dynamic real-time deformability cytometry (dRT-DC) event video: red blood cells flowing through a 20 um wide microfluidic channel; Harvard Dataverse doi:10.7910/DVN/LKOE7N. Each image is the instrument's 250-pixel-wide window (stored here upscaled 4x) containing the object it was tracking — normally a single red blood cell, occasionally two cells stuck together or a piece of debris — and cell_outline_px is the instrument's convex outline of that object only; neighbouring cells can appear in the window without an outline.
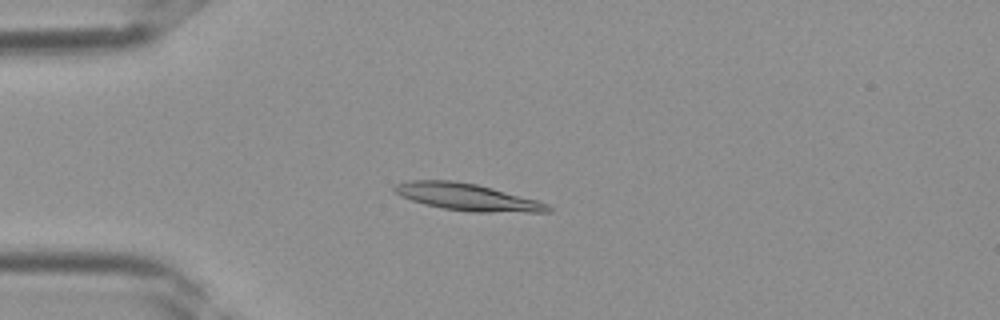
{"species": "Egyptian fruit bat (a non-hibernating species)", "species_latin": "Rousettus aegyptiacus", "temperature_condition": "room temperature", "stored_images_in_passage": 30, "camera_frame_rate_fps": 3000, "um_per_image_px": 0.085, "frame": {"image": 1, "passage_image": 2, "time_ms": 0.333, "image_size_px": [1000, 320], "cell_outline_px": [[552, 212], [468, 212], [444, 208], [424, 204], [400, 196], [392, 188], [396, 184], [408, 180], [452, 180], [476, 184], [492, 188], [536, 200], [548, 204], [552, 208]], "centroid_in_image_um": [39.7, 16.75], "position_along_channel_um": 45.3, "area_um2": 24.04}}
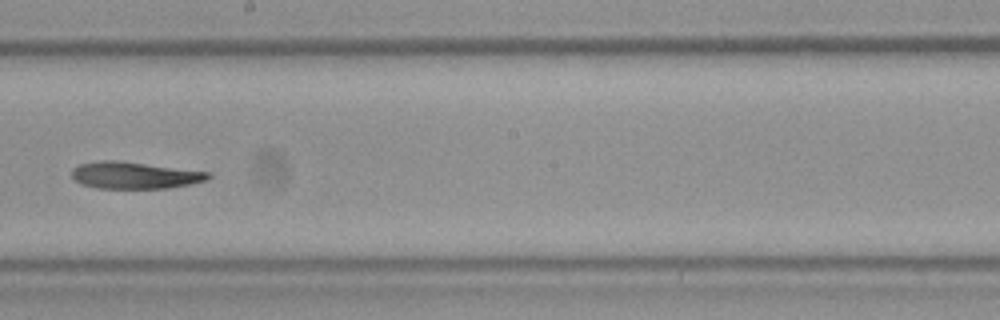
{"frame": {"image": 2, "passage_image": 14, "time_ms": 4.333, "image_size_px": [1000, 320], "cell_outline_px": [[212, 176], [208, 180], [168, 188], [96, 188], [80, 184], [72, 176], [72, 168], [80, 164], [100, 160], [116, 160], [212, 172]], "centroid_in_image_um": [11.45, 14.89], "position_along_channel_um": 236.7, "area_um2": 21.39}}
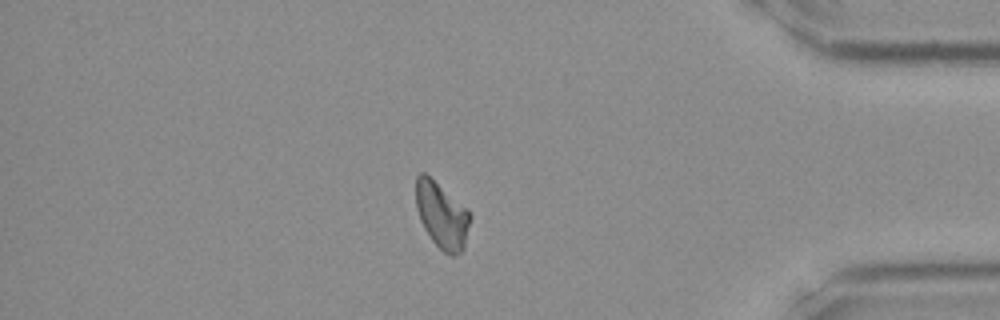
{"frame": {"image": 3, "passage_image": 25, "time_ms": 8.0, "image_size_px": [1000, 320], "cell_outline_px": [[472, 216], [464, 248], [460, 252], [452, 256], [444, 252], [432, 240], [424, 228], [420, 220], [416, 208], [416, 176], [420, 172], [424, 172], [468, 208]], "centroid_in_image_um": [37.57, 18.29], "position_along_channel_um": 397.6, "area_um2": 20.98}}